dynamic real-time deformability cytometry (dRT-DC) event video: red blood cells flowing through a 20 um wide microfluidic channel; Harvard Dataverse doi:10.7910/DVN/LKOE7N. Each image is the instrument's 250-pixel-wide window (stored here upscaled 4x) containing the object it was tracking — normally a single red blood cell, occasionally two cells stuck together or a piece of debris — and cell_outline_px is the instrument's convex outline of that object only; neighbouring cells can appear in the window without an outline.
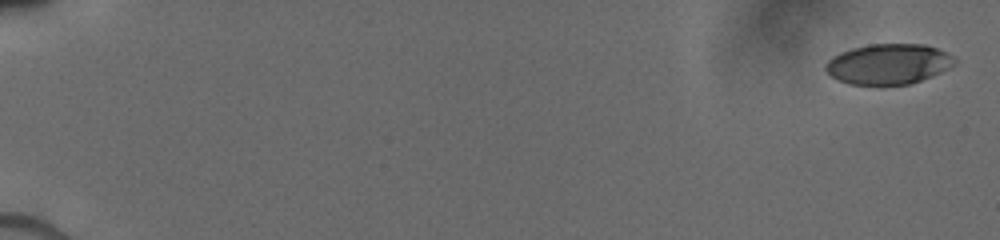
{"species": "human", "species_latin": "Homo sapiens", "temperature_condition": "cold", "stored_images_in_passage": 15, "camera_frame_rate_fps": 3000, "um_per_image_px": 0.085, "donor": {"sex": "male"}, "frame": {"image": 1, "passage_image": 1, "time_ms": 0.0, "image_size_px": [1000, 240], "cell_outline_px": [[956, 60], [948, 68], [932, 76], [908, 84], [880, 88], [848, 84], [832, 76], [824, 68], [824, 64], [832, 56], [840, 52], [852, 48], [868, 44], [924, 44], [936, 48], [952, 56]], "centroid_in_image_um": [75.45, 5.48], "position_along_channel_um": 9.6, "area_um2": 30.87}}
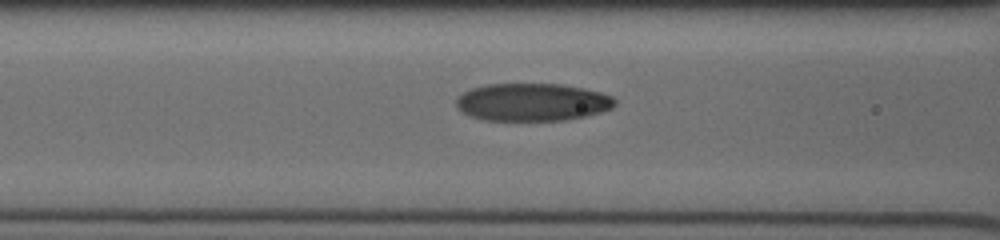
{"frame": {"image": 2, "passage_image": 13, "time_ms": 7.667, "image_size_px": [1000, 240], "cell_outline_px": [[616, 104], [612, 108], [600, 112], [584, 116], [564, 120], [484, 120], [468, 116], [456, 104], [456, 100], [464, 92], [472, 88], [488, 84], [564, 84], [584, 88], [600, 92], [612, 96], [616, 100]], "centroid_in_image_um": [45.27, 8.68], "position_along_channel_um": 121.3, "area_um2": 34.74}}
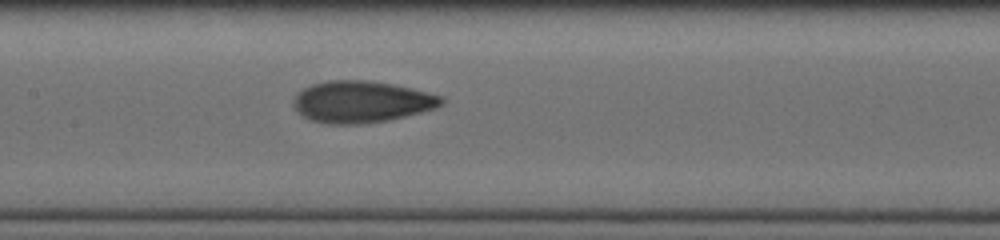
{"frame": {"image": 3, "passage_image": 15, "time_ms": 9.0, "image_size_px": [1000, 240], "cell_outline_px": [[444, 100], [436, 108], [388, 120], [364, 124], [328, 124], [308, 120], [296, 108], [292, 100], [296, 92], [312, 84], [328, 80], [368, 80], [392, 84], [444, 96]], "centroid_in_image_um": [30.7, 8.65], "position_along_channel_um": 176.7, "area_um2": 35.89}}